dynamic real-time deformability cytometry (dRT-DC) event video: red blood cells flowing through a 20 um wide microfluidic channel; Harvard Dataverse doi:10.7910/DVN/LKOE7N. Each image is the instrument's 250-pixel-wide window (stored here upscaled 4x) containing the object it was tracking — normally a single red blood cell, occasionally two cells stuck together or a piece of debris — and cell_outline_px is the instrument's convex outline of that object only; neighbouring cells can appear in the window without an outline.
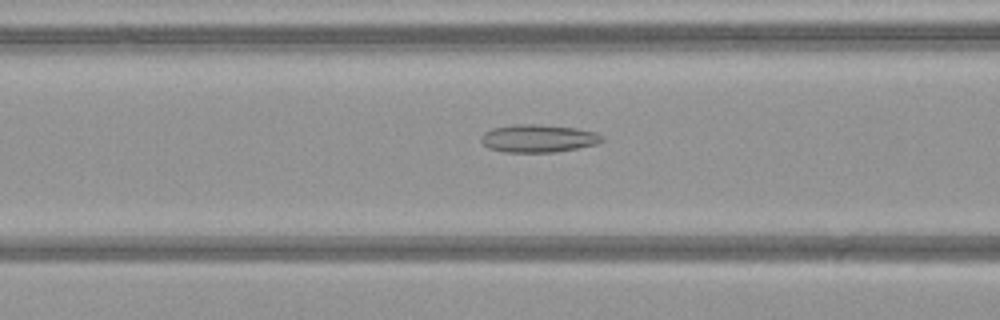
{"species": "common noctule bat (a hibernating species)", "species_latin": "Nyctalus noctula", "temperature_condition": "warm", "stored_images_in_passage": 42, "camera_frame_rate_fps": 3000, "um_per_image_px": 0.085, "animal": {"sex": "female", "body_mass_g": 21.9}, "frame": {"image": 1, "passage_image": 13, "time_ms": 4.0, "image_size_px": [1000, 320], "cell_outline_px": [[604, 140], [596, 144], [556, 152], [504, 152], [488, 148], [480, 140], [480, 136], [484, 132], [492, 128], [512, 124], [536, 124], [576, 128], [596, 132], [604, 136]], "centroid_in_image_um": [45.73, 11.76], "position_along_channel_um": 120.9, "area_um2": 19.71}}
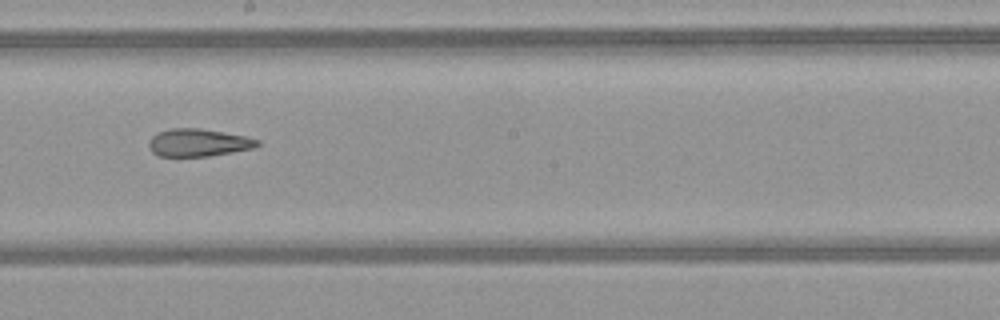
{"frame": {"image": 2, "passage_image": 21, "time_ms": 6.667, "image_size_px": [1000, 320], "cell_outline_px": [[260, 144], [256, 148], [208, 156], [160, 156], [152, 152], [148, 148], [148, 144], [152, 136], [160, 132], [172, 128], [200, 128], [244, 136], [260, 140]], "centroid_in_image_um": [16.87, 12.13], "position_along_channel_um": 231.3, "area_um2": 17.4}}
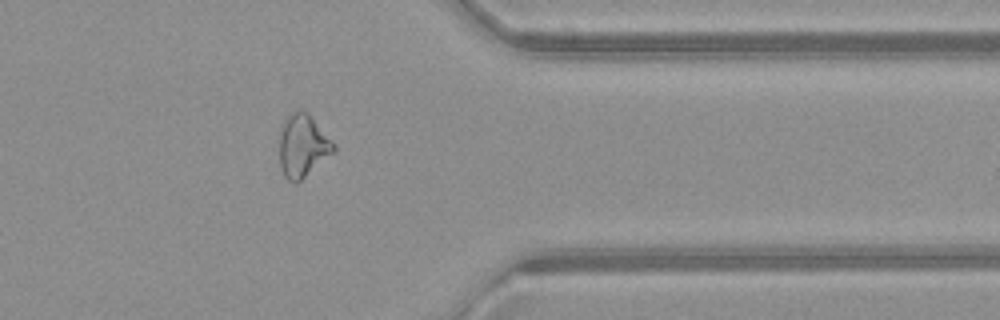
{"frame": {"image": 3, "passage_image": 33, "time_ms": 10.667, "image_size_px": [1000, 320], "cell_outline_px": [[336, 152], [296, 184], [292, 184], [284, 176], [280, 168], [280, 132], [284, 120], [292, 112], [300, 108], [308, 112], [336, 144]], "centroid_in_image_um": [25.76, 12.4], "position_along_channel_um": 385.6, "area_um2": 20.29}, "authors_computed_cell_mechanics": {"area_um2": 20.0566, "velocity_mm_per_s": 4.1353, "shape_relaxation_time_tau1_ms": null, "shape_relaxation_time_tau2_ms": 3.3901, "deformation_change_tau1": null, "deformation_change_tau2": 0.1172}}